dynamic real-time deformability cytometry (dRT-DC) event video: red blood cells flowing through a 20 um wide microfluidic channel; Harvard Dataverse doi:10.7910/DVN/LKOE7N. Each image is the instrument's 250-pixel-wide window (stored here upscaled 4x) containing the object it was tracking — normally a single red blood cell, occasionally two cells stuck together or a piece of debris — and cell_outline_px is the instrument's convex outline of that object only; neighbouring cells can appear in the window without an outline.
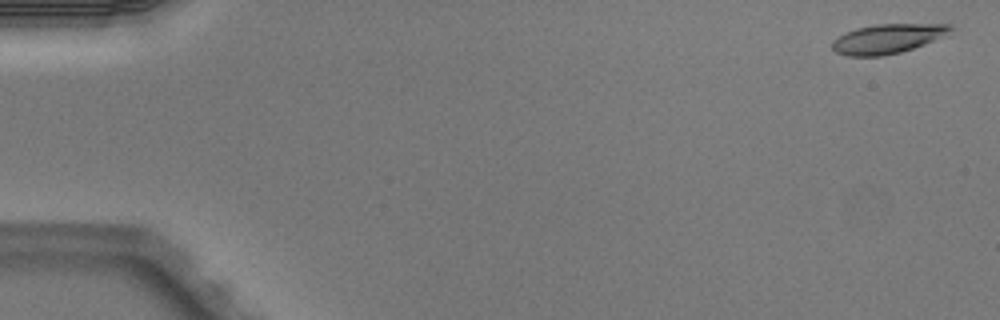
{"species": "Egyptian fruit bat (a non-hibernating species)", "species_latin": "Rousettus aegyptiacus", "temperature_condition": "warm", "stored_images_in_passage": 4, "camera_frame_rate_fps": 3000, "um_per_image_px": 0.085, "animal": {"sex": "male"}, "frame": {"image": 1, "passage_image": 1, "time_ms": 0.0, "image_size_px": [1000, 320], "cell_outline_px": [[956, 28], [948, 36], [900, 52], [884, 56], [848, 56], [836, 52], [832, 48], [832, 40], [844, 32], [856, 28], [876, 24], [952, 24]], "centroid_in_image_um": [75.49, 3.28], "position_along_channel_um": 9.5, "area_um2": 20.63}}
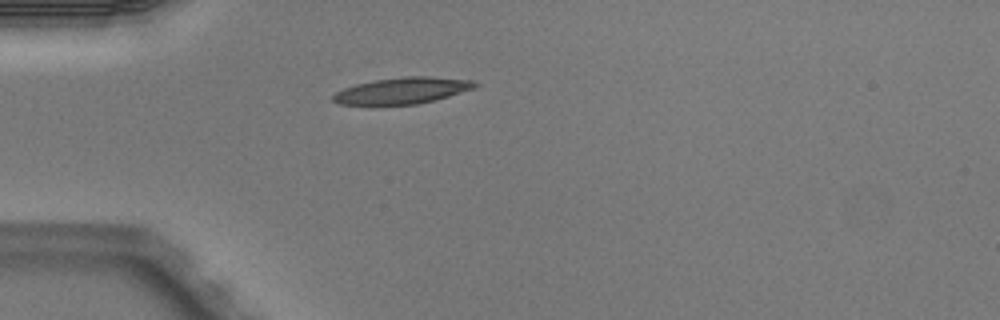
{"frame": {"image": 2, "passage_image": 4, "time_ms": 1.0, "image_size_px": [1000, 320], "cell_outline_px": [[480, 84], [476, 88], [436, 100], [416, 104], [340, 104], [332, 100], [332, 96], [336, 92], [344, 88], [356, 84], [376, 80], [408, 76], [428, 76], [476, 80]], "centroid_in_image_um": [34.29, 7.69], "position_along_channel_um": 50.7, "area_um2": 21.73}}